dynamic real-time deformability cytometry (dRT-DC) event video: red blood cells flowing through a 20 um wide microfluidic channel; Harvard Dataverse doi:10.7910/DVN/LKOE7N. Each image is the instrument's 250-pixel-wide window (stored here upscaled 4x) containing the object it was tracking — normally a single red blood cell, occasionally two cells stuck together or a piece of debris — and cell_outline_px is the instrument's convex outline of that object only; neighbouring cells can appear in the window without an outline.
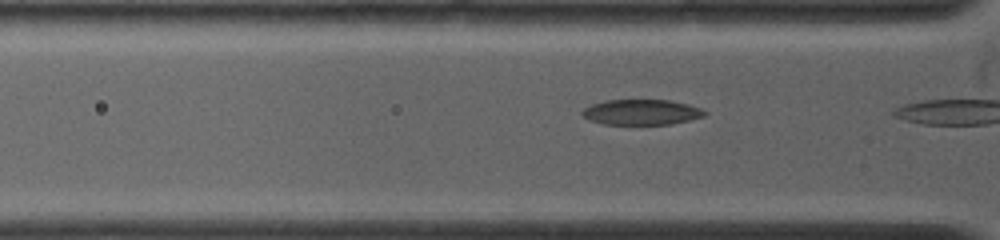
{"species": "common noctule bat (a hibernating species)", "species_latin": "Nyctalus noctula", "temperature_condition": "warm", "stored_images_in_passage": 6, "camera_frame_rate_fps": 4500, "um_per_image_px": 0.085, "animal": {"sex": "female", "body_mass_g": 19.0, "forearm_length_mm": 53.3}, "frame": {"image": 1, "passage_image": 5, "time_ms": 0.889, "image_size_px": [1000, 240], "cell_outline_px": [[708, 112], [704, 116], [688, 120], [668, 124], [604, 124], [592, 120], [584, 116], [580, 112], [584, 108], [592, 104], [604, 100], [668, 100], [688, 104], [700, 108]], "centroid_in_image_um": [54.52, 9.52], "position_along_channel_um": 71.3, "area_um2": 17.92}}